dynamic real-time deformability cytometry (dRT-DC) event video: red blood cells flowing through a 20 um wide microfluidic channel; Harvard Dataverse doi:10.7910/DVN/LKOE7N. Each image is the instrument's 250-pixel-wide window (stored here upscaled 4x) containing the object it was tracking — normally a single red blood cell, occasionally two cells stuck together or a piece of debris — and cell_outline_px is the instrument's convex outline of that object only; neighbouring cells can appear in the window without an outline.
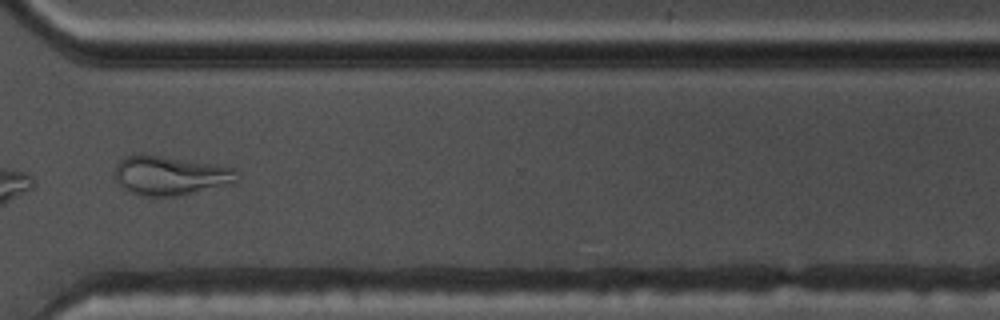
{"species": "common noctule bat (a hibernating species)", "species_latin": "Nyctalus noctula", "temperature_condition": "warm", "stored_images_in_passage": 30, "camera_frame_rate_fps": 3000, "um_per_image_px": 0.085, "animal": {"sex": "male", "body_mass_g": 17.5, "forearm_length_mm": 52.3}, "frame": {"image": 1, "passage_image": 25, "time_ms": 8.0, "image_size_px": [1000, 320], "cell_outline_px": [[240, 180], [236, 184], [176, 196], [140, 196], [124, 188], [116, 180], [112, 172], [116, 164], [120, 160], [128, 156], [160, 156], [212, 164], [236, 168]], "centroid_in_image_um": [14.53, 14.95], "position_along_channel_um": 356.1, "area_um2": 27.86}, "authors_computed_cell_mechanics": {"area_um2": 20.2011, "velocity_mm_per_s": 3.7886, "shape_relaxation_time_tau1_ms": null, "shape_relaxation_time_tau2_ms": 2.4783, "deformation_change_tau1": null, "deformation_change_tau2": 0.1231}}